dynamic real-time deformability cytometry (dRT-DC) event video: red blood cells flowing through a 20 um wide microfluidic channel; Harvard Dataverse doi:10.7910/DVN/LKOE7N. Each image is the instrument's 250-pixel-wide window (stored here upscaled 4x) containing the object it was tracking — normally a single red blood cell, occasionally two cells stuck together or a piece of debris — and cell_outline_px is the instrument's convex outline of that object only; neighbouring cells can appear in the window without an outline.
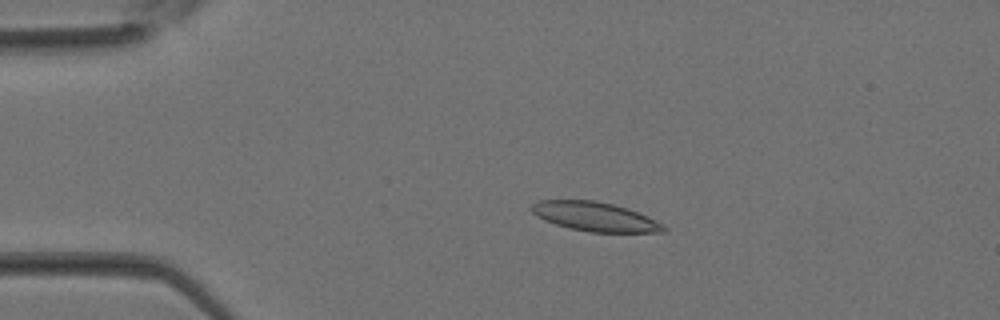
{"species": "Egyptian fruit bat (a non-hibernating species)", "species_latin": "Rousettus aegyptiacus", "temperature_condition": "room temperature", "stored_images_in_passage": 32, "camera_frame_rate_fps": 3000, "um_per_image_px": 0.085, "animal": {"sex": "female"}, "frame": {"image": 1, "passage_image": 3, "time_ms": 0.667, "image_size_px": [1000, 320], "cell_outline_px": [[668, 232], [588, 232], [568, 228], [544, 220], [536, 216], [532, 212], [532, 204], [540, 200], [596, 200], [628, 208], [648, 216], [664, 224], [668, 228]], "centroid_in_image_um": [50.61, 18.42], "position_along_channel_um": 34.4, "area_um2": 22.6}}
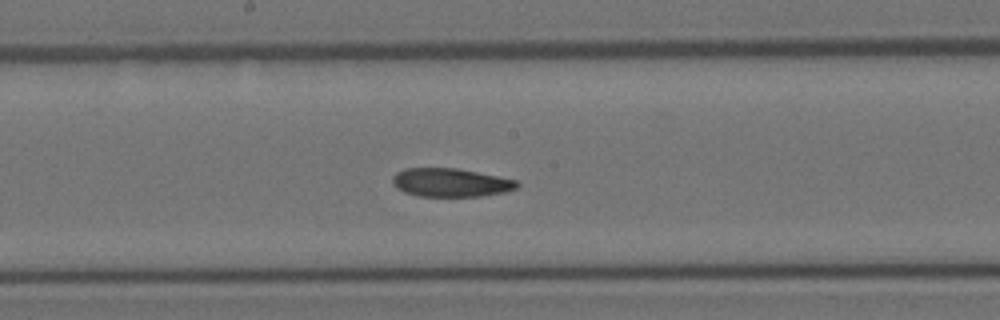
{"frame": {"image": 2, "passage_image": 15, "time_ms": 4.667, "image_size_px": [1000, 320], "cell_outline_px": [[520, 184], [516, 188], [504, 192], [480, 196], [420, 196], [404, 192], [396, 188], [392, 184], [392, 176], [396, 172], [404, 168], [456, 168], [516, 180]], "centroid_in_image_um": [38.25, 15.51], "position_along_channel_um": 210.0, "area_um2": 20.58}}
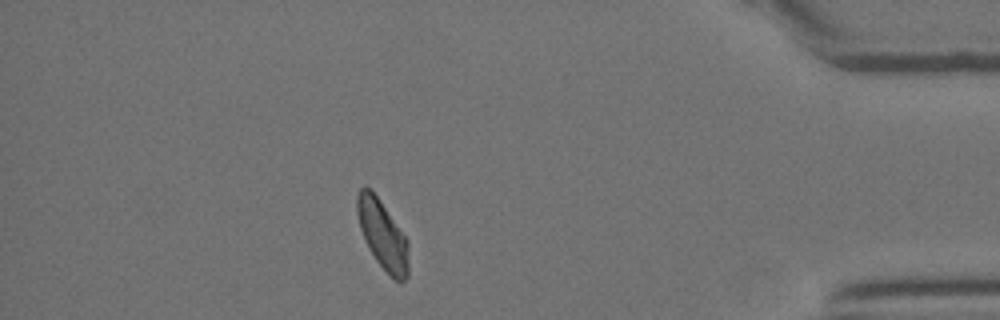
{"frame": {"image": 3, "passage_image": 28, "time_ms": 9.0, "image_size_px": [1000, 320], "cell_outline_px": [[408, 276], [400, 284], [376, 260], [360, 228], [356, 212], [356, 196], [360, 188], [364, 184], [380, 200], [408, 240]], "centroid_in_image_um": [32.52, 19.93], "position_along_channel_um": 402.7, "area_um2": 20.29}}